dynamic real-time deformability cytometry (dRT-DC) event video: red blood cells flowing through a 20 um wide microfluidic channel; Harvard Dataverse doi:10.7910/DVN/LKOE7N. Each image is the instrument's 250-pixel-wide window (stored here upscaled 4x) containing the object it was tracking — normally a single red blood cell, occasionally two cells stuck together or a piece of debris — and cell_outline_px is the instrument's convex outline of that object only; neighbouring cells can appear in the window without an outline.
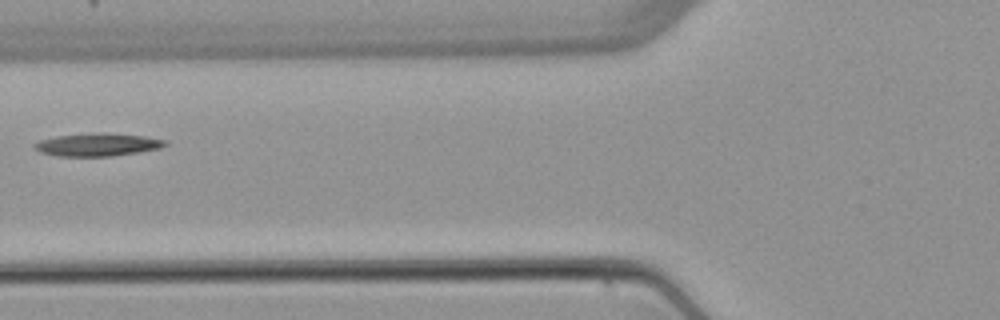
{"species": "common noctule bat (a hibernating species)", "species_latin": "Nyctalus noctula", "temperature_condition": "warm", "stored_images_in_passage": 7, "segment_of_instrument_passage": [2, 2], "camera_frame_rate_fps": 3000, "um_per_image_px": 0.085, "animal": {"sex": "female", "body_mass_g": 22.7, "forearm_length_mm": 54.2}, "frame": {"image": 1, "passage_image": 7, "time_ms": 7.333, "image_size_px": [1000, 320], "cell_outline_px": [[168, 144], [160, 148], [140, 152], [112, 156], [56, 156], [40, 152], [32, 144], [40, 140], [56, 136], [100, 132], [104, 132], [144, 136], [164, 140]], "centroid_in_image_um": [8.29, 12.29], "position_along_channel_um": 117.5, "area_um2": 17.4}}